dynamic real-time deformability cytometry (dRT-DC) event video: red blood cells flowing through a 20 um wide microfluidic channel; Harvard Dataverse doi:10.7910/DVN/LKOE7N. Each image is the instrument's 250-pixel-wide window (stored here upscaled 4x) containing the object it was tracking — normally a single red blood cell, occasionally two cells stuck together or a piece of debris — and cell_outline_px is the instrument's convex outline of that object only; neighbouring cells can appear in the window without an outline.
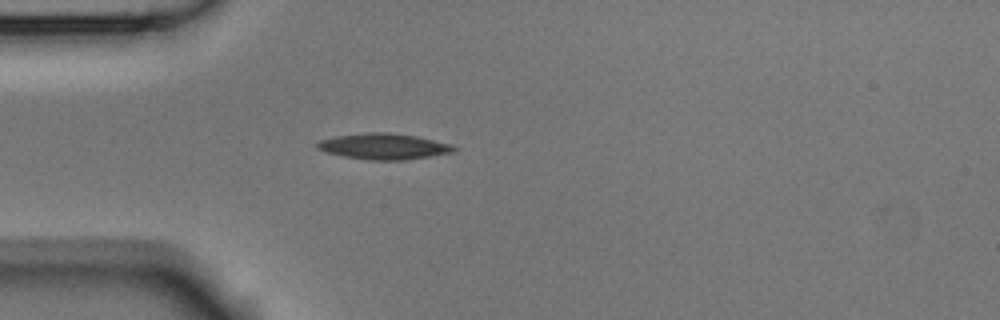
{"species": "Egyptian fruit bat (a non-hibernating species)", "species_latin": "Rousettus aegyptiacus", "temperature_condition": "room temperature", "stored_images_in_passage": 2, "camera_frame_rate_fps": 3000, "um_per_image_px": 0.085, "animal": {"sex": "male"}, "frame": {"image": 1, "passage_image": 2, "time_ms": 0.333, "image_size_px": [1000, 320], "cell_outline_px": [[460, 148], [456, 152], [404, 160], [368, 160], [344, 156], [328, 152], [316, 148], [316, 144], [320, 140], [336, 136], [368, 132], [392, 132], [416, 136], [452, 144]], "centroid_in_image_um": [32.68, 12.44], "position_along_channel_um": 52.3, "area_um2": 20.75}}